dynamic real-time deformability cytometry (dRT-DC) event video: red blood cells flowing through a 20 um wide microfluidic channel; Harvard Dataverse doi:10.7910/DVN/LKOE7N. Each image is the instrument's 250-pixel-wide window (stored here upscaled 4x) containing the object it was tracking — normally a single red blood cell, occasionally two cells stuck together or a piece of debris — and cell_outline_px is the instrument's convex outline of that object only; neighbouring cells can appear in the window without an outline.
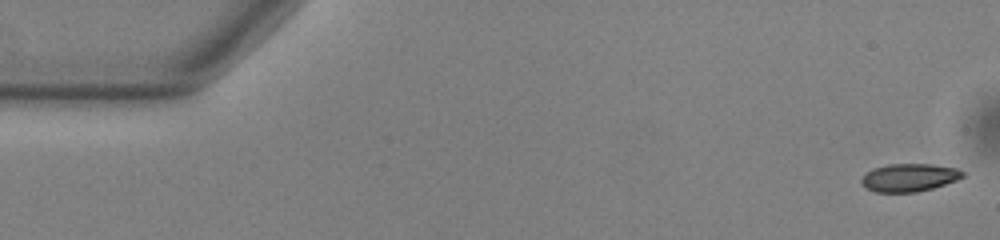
{"species": "common noctule bat (a hibernating species)", "species_latin": "Nyctalus noctula", "temperature_condition": "warm", "stored_images_in_passage": 53, "camera_frame_rate_fps": 3000, "um_per_image_px": 0.085, "animal": {"sex": "male", "body_mass_g": 13.0, "forearm_length_mm": 53.1}, "frame": {"image": 1, "passage_image": 1, "time_ms": 0.0, "image_size_px": [1000, 240], "cell_outline_px": [[964, 176], [956, 180], [932, 188], [916, 192], [876, 192], [868, 188], [860, 180], [872, 168], [888, 164], [932, 164], [956, 168], [964, 172]], "centroid_in_image_um": [77.3, 15.08], "position_along_channel_um": 7.7, "area_um2": 16.24}}
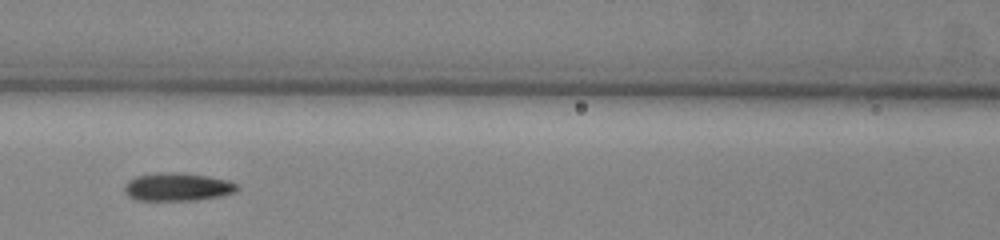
{"frame": {"image": 2, "passage_image": 23, "time_ms": 7.333, "image_size_px": [1000, 240], "cell_outline_px": [[240, 188], [236, 192], [220, 196], [196, 200], [136, 200], [128, 196], [124, 188], [124, 184], [128, 180], [136, 176], [156, 172], [172, 172], [208, 176], [228, 180], [236, 184]], "centroid_in_image_um": [15.07, 15.88], "position_along_channel_um": 151.5, "area_um2": 18.5}}
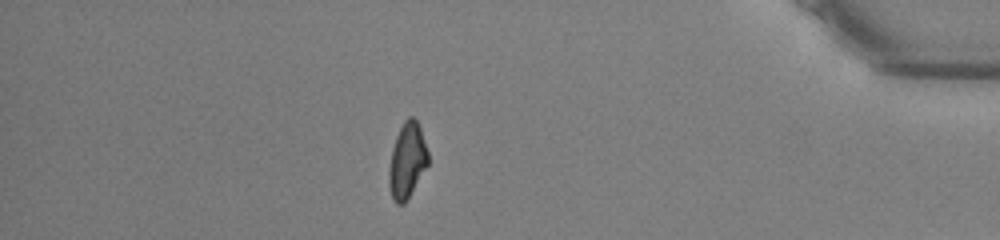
{"frame": {"image": 3, "passage_image": 46, "time_ms": 15.0, "image_size_px": [1000, 240], "cell_outline_px": [[428, 164], [404, 204], [396, 204], [392, 200], [388, 184], [388, 172], [392, 148], [396, 136], [404, 120], [408, 116], [412, 116], [416, 120], [420, 128], [428, 152]], "centroid_in_image_um": [34.58, 13.66], "position_along_channel_um": 400.6, "area_um2": 17.11}, "authors_computed_cell_mechanics": {"area_um2": 17.3978, "velocity_mm_per_s": 3.8337, "shape_relaxation_time_tau1_ms": 3.9252, "shape_relaxation_time_tau2_ms": 3.5845, "deformation_change_tau1": 0.1437, "deformation_change_tau2": 0.1084}}